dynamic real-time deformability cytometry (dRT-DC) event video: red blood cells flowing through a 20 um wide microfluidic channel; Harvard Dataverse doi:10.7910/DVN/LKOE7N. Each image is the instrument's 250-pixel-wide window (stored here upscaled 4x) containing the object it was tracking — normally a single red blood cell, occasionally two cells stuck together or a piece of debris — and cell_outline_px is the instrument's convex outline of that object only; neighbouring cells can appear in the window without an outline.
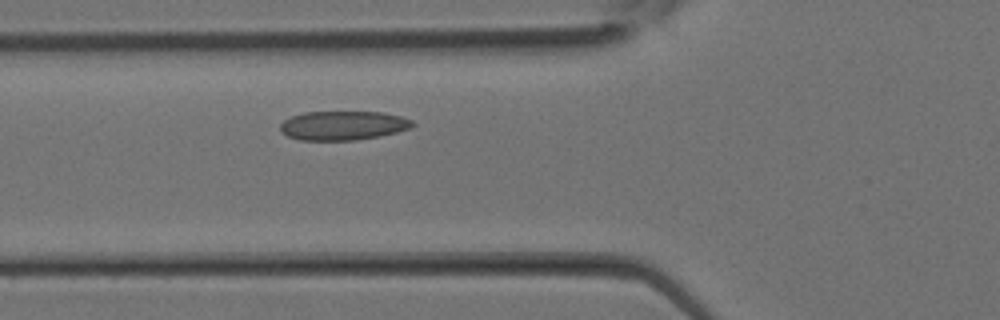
{"species": "Egyptian fruit bat (a non-hibernating species)", "species_latin": "Rousettus aegyptiacus", "temperature_condition": "room temperature", "stored_images_in_passage": 12, "camera_frame_rate_fps": 3000, "um_per_image_px": 0.085, "animal": {"sex": "female"}, "frame": {"image": 1, "passage_image": 6, "time_ms": 1.667, "image_size_px": [1000, 320], "cell_outline_px": [[416, 124], [412, 128], [380, 136], [356, 140], [300, 140], [288, 136], [280, 132], [280, 124], [284, 120], [292, 116], [304, 112], [384, 112], [400, 116], [412, 120]], "centroid_in_image_um": [29.17, 10.67], "position_along_channel_um": 96.6, "area_um2": 22.54}}
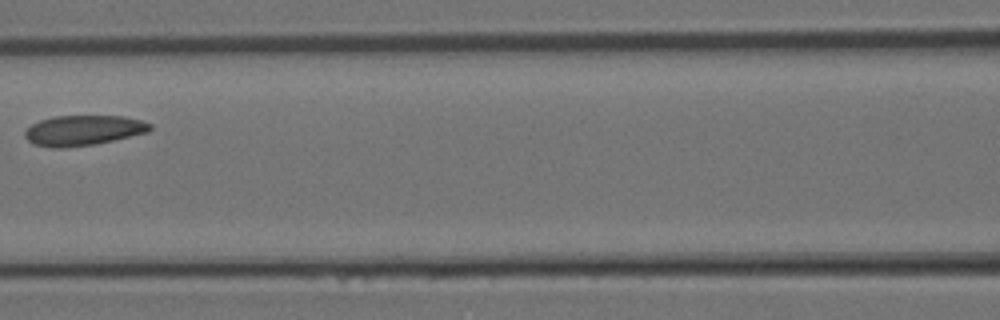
{"frame": {"image": 2, "passage_image": 9, "time_ms": 2.667, "image_size_px": [1000, 320], "cell_outline_px": [[152, 128], [148, 132], [96, 144], [64, 148], [52, 148], [32, 144], [24, 136], [24, 132], [32, 124], [40, 120], [52, 116], [124, 116], [140, 120], [152, 124]], "centroid_in_image_um": [7.06, 11.08], "position_along_channel_um": 159.5, "area_um2": 22.14}}
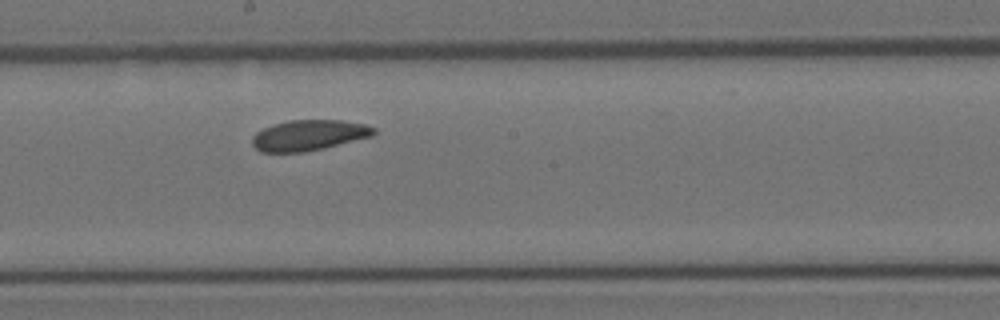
{"frame": {"image": 3, "passage_image": 12, "time_ms": 3.667, "image_size_px": [1000, 320], "cell_outline_px": [[376, 132], [372, 136], [324, 148], [304, 152], [260, 152], [252, 144], [252, 136], [256, 132], [272, 124], [288, 120], [340, 120], [364, 124], [376, 128]], "centroid_in_image_um": [26.23, 11.49], "position_along_channel_um": 222.0, "area_um2": 21.73}}